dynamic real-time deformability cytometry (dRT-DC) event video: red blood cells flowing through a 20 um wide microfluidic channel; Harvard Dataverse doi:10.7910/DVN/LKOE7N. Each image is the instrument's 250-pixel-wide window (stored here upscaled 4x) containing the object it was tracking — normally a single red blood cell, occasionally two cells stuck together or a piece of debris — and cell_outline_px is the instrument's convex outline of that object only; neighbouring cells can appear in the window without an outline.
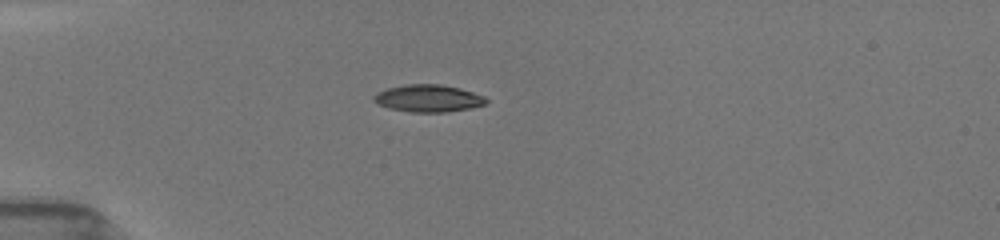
{"species": "common noctule bat (a hibernating species)", "species_latin": "Nyctalus noctula", "temperature_condition": "room temperature", "stored_images_in_passage": 38, "camera_frame_rate_fps": 3000, "um_per_image_px": 0.085, "animal": {"sex": "female", "body_mass_g": 19.5, "forearm_length_mm": 54.1}, "frame": {"image": 1, "passage_image": 1, "time_ms": 0.0, "image_size_px": [1000, 240], "cell_outline_px": [[488, 100], [484, 104], [468, 108], [444, 112], [412, 112], [388, 108], [372, 100], [372, 96], [376, 92], [388, 88], [404, 84], [440, 84], [460, 88], [484, 96]], "centroid_in_image_um": [36.36, 8.35], "position_along_channel_um": 48.6, "area_um2": 17.74}}
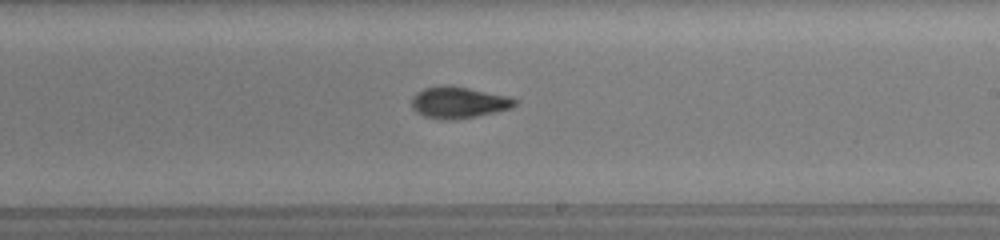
{"frame": {"image": 2, "passage_image": 18, "time_ms": 5.667, "image_size_px": [1000, 240], "cell_outline_px": [[520, 100], [512, 108], [496, 112], [476, 116], [452, 120], [440, 120], [424, 116], [416, 112], [412, 108], [412, 96], [416, 92], [424, 88], [440, 84], [448, 84], [512, 96]], "centroid_in_image_um": [39.0, 8.69], "position_along_channel_um": 250.0, "area_um2": 19.48}}
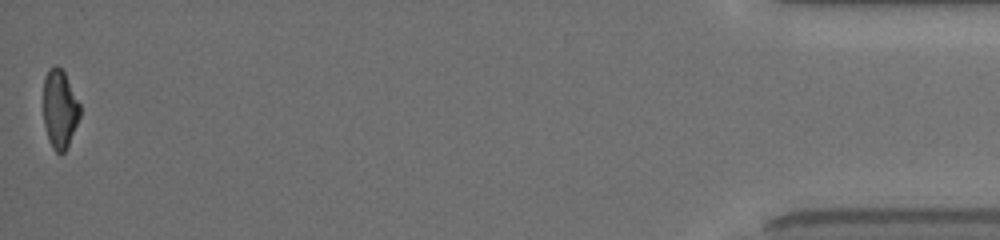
{"frame": {"image": 3, "passage_image": 38, "time_ms": 12.333, "image_size_px": [1000, 240], "cell_outline_px": [[80, 116], [68, 144], [64, 152], [56, 152], [52, 148], [48, 140], [44, 124], [44, 76], [48, 68], [56, 64], [64, 72], [80, 104]], "centroid_in_image_um": [5.06, 9.24], "position_along_channel_um": 430.1, "area_um2": 16.65}, "authors_computed_cell_mechanics": {"area_um2": 18.2359, "velocity_mm_per_s": 3.978, "shape_relaxation_time_tau1_ms": 3.9133, "shape_relaxation_time_tau2_ms": 1.9772, "deformation_change_tau1": 0.1637, "deformation_change_tau2": 0.0724}}